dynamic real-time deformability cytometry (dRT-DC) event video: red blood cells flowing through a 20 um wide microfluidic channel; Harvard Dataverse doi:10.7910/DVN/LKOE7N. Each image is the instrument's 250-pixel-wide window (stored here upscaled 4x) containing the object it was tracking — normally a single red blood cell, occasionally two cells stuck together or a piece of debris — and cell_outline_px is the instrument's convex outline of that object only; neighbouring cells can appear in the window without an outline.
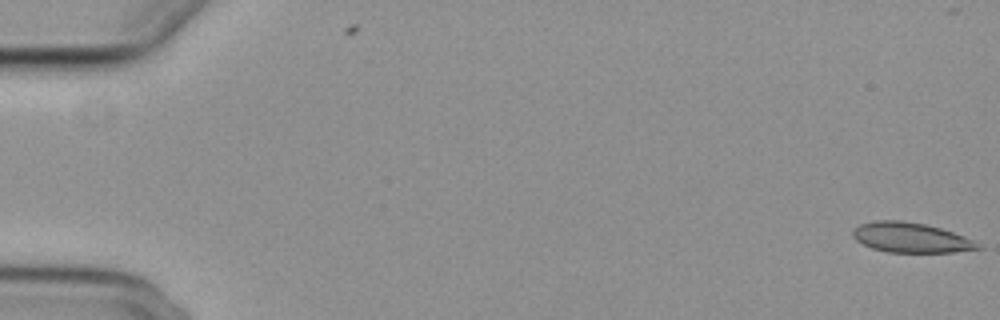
{"species": "common noctule bat (a hibernating species)", "species_latin": "Nyctalus noctula", "temperature_condition": "cold", "stored_images_in_passage": 14, "camera_frame_rate_fps": 3000, "um_per_image_px": 0.085, "animal": {"sex": "female", "body_mass_g": 29.2, "forearm_length_mm": 56.3}, "frame": {"image": 1, "passage_image": 1, "time_ms": 0.0, "image_size_px": [1000, 320], "cell_outline_px": [[984, 248], [952, 252], [888, 252], [872, 248], [856, 240], [852, 236], [852, 228], [860, 224], [876, 220], [900, 220], [924, 224], [940, 228], [964, 236], [980, 244]], "centroid_in_image_um": [77.39, 20.19], "position_along_channel_um": 7.6, "area_um2": 21.73}}